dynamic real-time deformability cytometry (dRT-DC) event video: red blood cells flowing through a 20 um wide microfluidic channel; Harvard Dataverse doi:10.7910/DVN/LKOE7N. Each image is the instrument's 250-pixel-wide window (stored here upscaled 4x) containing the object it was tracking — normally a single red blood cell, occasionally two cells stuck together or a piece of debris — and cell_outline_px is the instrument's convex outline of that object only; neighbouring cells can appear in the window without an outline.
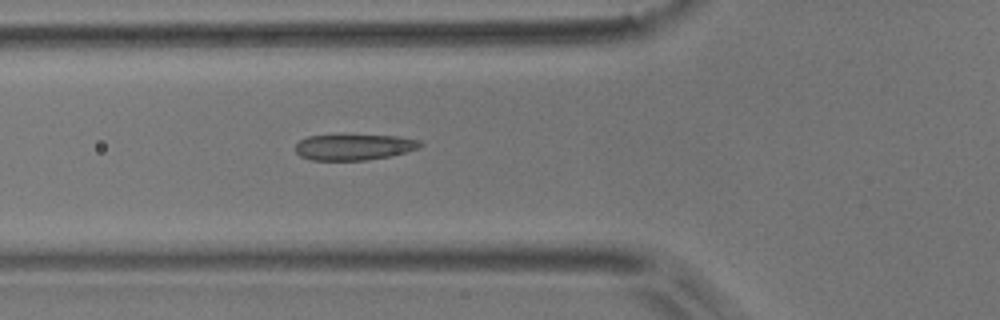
{"species": "common noctule bat (a hibernating species)", "species_latin": "Nyctalus noctula", "temperature_condition": "room temperature", "stored_images_in_passage": 6, "camera_frame_rate_fps": 3000, "um_per_image_px": 0.085, "animal": {"sex": "male", "body_mass_g": 17.9}, "frame": {"image": 1, "passage_image": 6, "time_ms": 1.667, "image_size_px": [1000, 320], "cell_outline_px": [[424, 144], [416, 148], [404, 152], [388, 156], [368, 160], [312, 160], [300, 156], [296, 152], [296, 144], [300, 140], [308, 136], [340, 132], [344, 132], [396, 136], [420, 140]], "centroid_in_image_um": [30.04, 12.44], "position_along_channel_um": 95.8, "area_um2": 19.71}}